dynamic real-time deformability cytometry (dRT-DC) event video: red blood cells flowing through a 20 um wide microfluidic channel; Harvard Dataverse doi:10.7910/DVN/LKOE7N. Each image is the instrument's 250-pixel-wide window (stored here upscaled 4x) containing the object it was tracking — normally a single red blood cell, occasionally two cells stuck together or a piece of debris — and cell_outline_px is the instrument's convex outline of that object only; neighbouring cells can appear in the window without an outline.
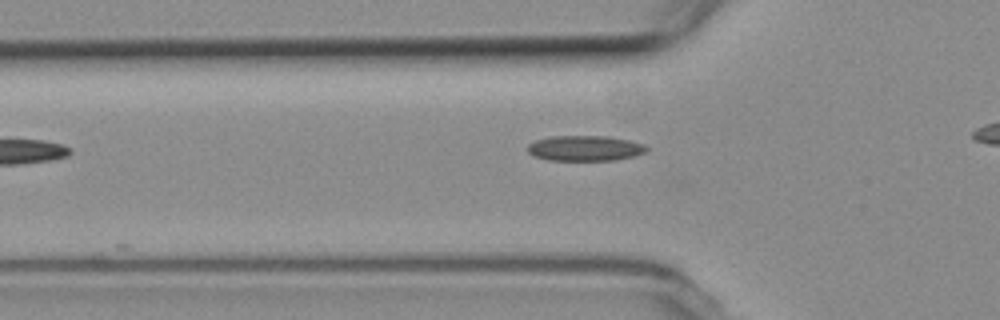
{"species": "common noctule bat (a hibernating species)", "species_latin": "Nyctalus noctula", "temperature_condition": "room temperature", "stored_images_in_passage": 5, "segment_of_instrument_passage": [1, 2], "camera_frame_rate_fps": 3000, "um_per_image_px": 0.085, "animal": {"sex": "female", "body_mass_g": 19.3, "forearm_length_mm": 54.1}, "frame": {"image": 1, "passage_image": 4, "time_ms": 4.333, "image_size_px": [1000, 320], "cell_outline_px": [[648, 148], [644, 152], [632, 156], [612, 160], [548, 160], [536, 156], [528, 152], [528, 144], [536, 140], [552, 136], [608, 136], [628, 140], [644, 144]], "centroid_in_image_um": [49.71, 12.59], "position_along_channel_um": 76.1, "area_um2": 17.34}}